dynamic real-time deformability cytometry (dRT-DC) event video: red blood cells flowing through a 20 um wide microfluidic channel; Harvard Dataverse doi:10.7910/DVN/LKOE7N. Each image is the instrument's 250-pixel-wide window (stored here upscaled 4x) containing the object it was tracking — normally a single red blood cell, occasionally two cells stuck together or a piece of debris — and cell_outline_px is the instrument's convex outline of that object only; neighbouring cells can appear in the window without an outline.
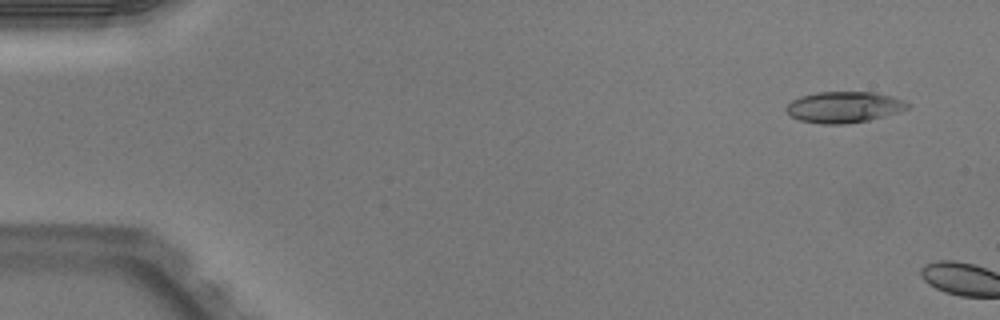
{"species": "Egyptian fruit bat (a non-hibernating species)", "species_latin": "Rousettus aegyptiacus", "temperature_condition": "warm", "stored_images_in_passage": 6, "camera_frame_rate_fps": 3000, "um_per_image_px": 0.085, "animal": {"sex": "male"}, "frame": {"image": 1, "passage_image": 3, "time_ms": 0.667, "image_size_px": [1000, 320], "cell_outline_px": [[912, 104], [908, 108], [884, 116], [868, 120], [844, 124], [820, 124], [800, 120], [788, 116], [784, 108], [792, 100], [800, 96], [816, 92], [876, 92], [892, 96], [904, 100]], "centroid_in_image_um": [71.71, 9.1], "position_along_channel_um": 13.3, "area_um2": 22.2}}